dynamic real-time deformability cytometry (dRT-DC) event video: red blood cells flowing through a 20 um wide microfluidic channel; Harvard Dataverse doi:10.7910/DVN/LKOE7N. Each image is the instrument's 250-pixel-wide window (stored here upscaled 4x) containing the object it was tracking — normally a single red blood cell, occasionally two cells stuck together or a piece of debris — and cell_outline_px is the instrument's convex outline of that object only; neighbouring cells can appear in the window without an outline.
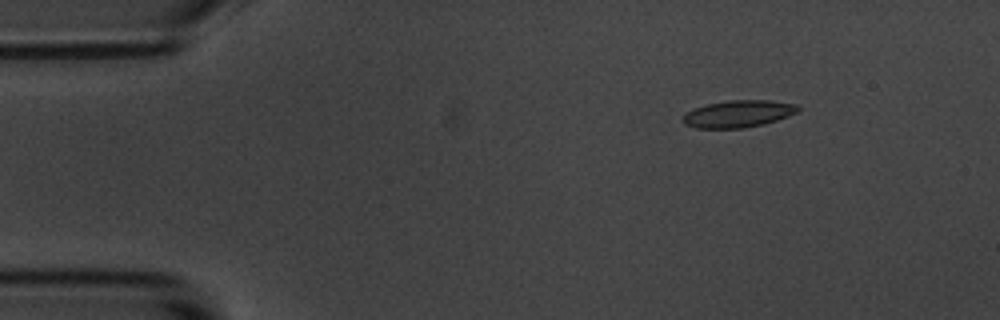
{"species": "common noctule bat (a hibernating species)", "species_latin": "Nyctalus noctula", "temperature_condition": "room temperature", "stored_images_in_passage": 5, "camera_frame_rate_fps": 3000, "um_per_image_px": 0.085, "animal": {"sex": "male", "body_mass_g": 20.1, "forearm_length_mm": 53.5}, "frame": {"image": 1, "passage_image": 2, "time_ms": 1.333, "image_size_px": [1000, 320], "cell_outline_px": [[800, 108], [796, 112], [788, 116], [764, 124], [744, 128], [696, 128], [684, 124], [680, 120], [692, 108], [704, 104], [728, 100], [768, 100], [796, 104]], "centroid_in_image_um": [62.71, 9.67], "position_along_channel_um": 22.3, "area_um2": 18.26}}